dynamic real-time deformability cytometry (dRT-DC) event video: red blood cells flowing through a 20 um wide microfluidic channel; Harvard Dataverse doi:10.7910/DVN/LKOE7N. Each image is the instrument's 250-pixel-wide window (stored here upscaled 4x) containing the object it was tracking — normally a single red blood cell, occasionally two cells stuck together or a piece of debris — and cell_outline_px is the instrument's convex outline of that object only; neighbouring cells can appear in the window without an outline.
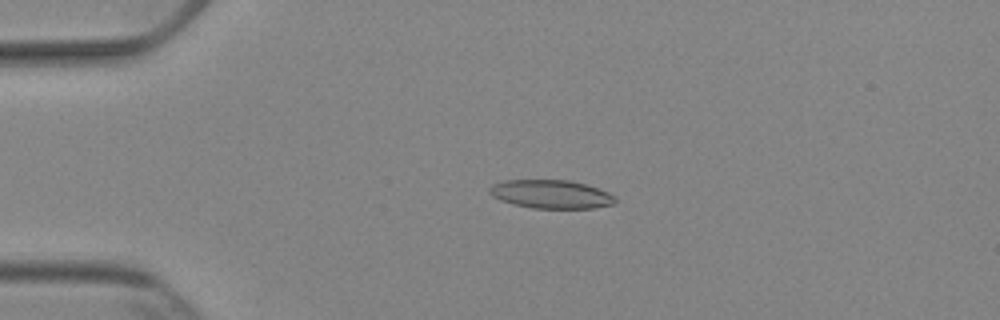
{"species": "Egyptian fruit bat (a non-hibernating species)", "species_latin": "Rousettus aegyptiacus", "temperature_condition": "cold", "stored_images_in_passage": 53, "camera_frame_rate_fps": 3000, "um_per_image_px": 0.085, "animal": {"sex": "female"}, "frame": {"image": 1, "passage_image": 13, "time_ms": 4.0, "image_size_px": [1000, 320], "cell_outline_px": [[612, 200], [608, 204], [588, 208], [540, 208], [520, 204], [504, 200], [496, 196], [500, 184], [512, 180], [560, 180], [580, 184], [596, 188], [604, 192]], "centroid_in_image_um": [46.92, 16.51], "position_along_channel_um": 38.1, "area_um2": 18.5}}
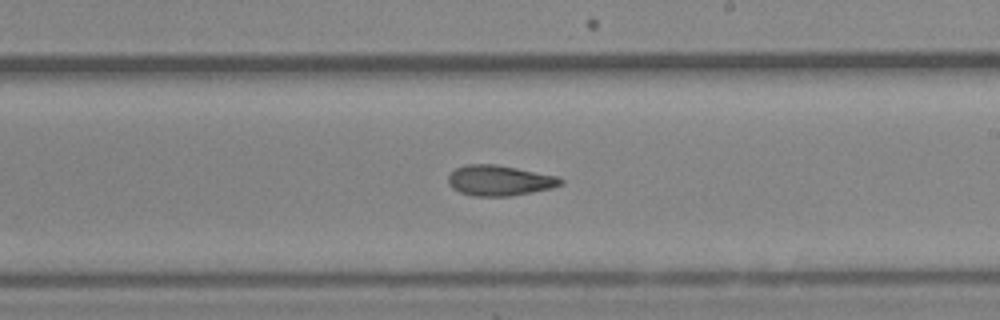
{"frame": {"image": 2, "passage_image": 32, "time_ms": 10.333, "image_size_px": [1000, 320], "cell_outline_px": [[560, 184], [548, 188], [500, 196], [488, 196], [464, 192], [456, 188], [448, 180], [452, 172], [456, 168], [476, 164], [488, 164], [512, 168], [552, 176], [560, 180]], "centroid_in_image_um": [42.39, 15.32], "position_along_channel_um": 246.6, "area_um2": 17.98}}
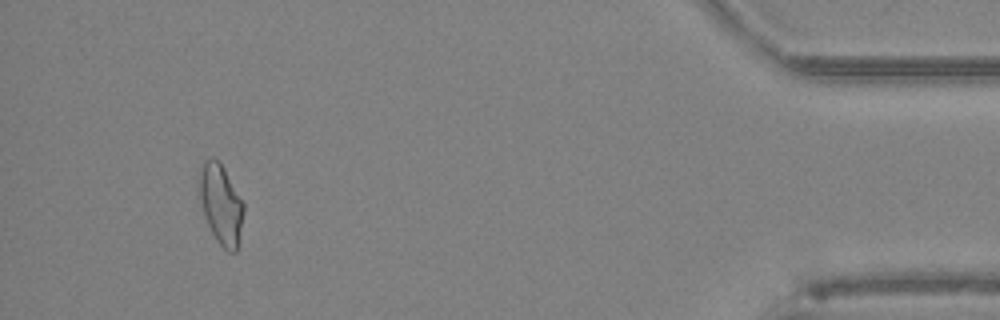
{"frame": {"image": 3, "passage_image": 50, "time_ms": 16.333, "image_size_px": [1000, 320], "cell_outline_px": [[244, 208], [236, 248], [232, 252], [216, 236], [208, 220], [204, 208], [204, 168], [216, 160], [220, 164], [244, 204]], "centroid_in_image_um": [18.91, 17.45], "position_along_channel_um": 416.3, "area_um2": 17.17}, "authors_computed_cell_mechanics": {"area_um2": 17.7446, "velocity_mm_per_s": 3.8905, "shape_relaxation_time_tau1_ms": null, "shape_relaxation_time_tau2_ms": 5.4861, "deformation_change_tau1": null, "deformation_change_tau2": 0.1405}}